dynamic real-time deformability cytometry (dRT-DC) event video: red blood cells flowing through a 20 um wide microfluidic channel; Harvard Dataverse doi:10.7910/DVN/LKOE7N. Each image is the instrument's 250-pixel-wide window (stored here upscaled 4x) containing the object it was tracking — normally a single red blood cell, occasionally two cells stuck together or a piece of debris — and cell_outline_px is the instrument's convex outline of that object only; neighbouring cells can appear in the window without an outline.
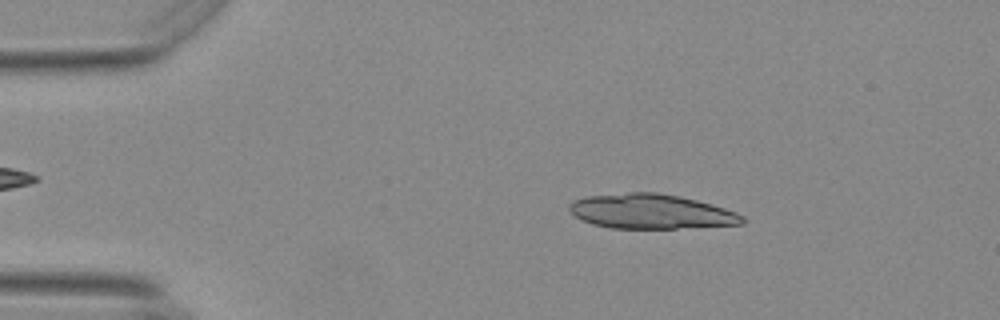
{"species": "Egyptian fruit bat (a non-hibernating species)", "species_latin": "Rousettus aegyptiacus", "temperature_condition": "warm", "stored_images_in_passage": 32, "camera_frame_rate_fps": 3000, "um_per_image_px": 0.085, "animal": {"sex": "female"}, "frame": {"image": 1, "passage_image": 9, "time_ms": 2.667, "image_size_px": [1000, 320], "cell_outline_px": [[748, 220], [744, 224], [676, 228], [612, 228], [592, 224], [580, 220], [568, 208], [568, 204], [572, 200], [588, 196], [628, 192], [656, 192], [680, 196], [712, 204], [736, 212], [744, 216]], "centroid_in_image_um": [55.34, 17.97], "position_along_channel_um": 29.7, "area_um2": 35.08}}
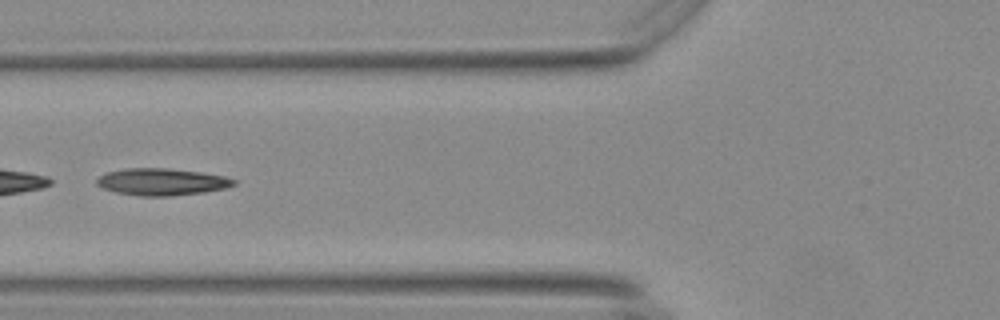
{"frame": {"image": 2, "passage_image": 21, "time_ms": 6.667, "image_size_px": [1000, 320], "cell_outline_px": [[236, 184], [228, 188], [204, 192], [172, 196], [140, 196], [116, 192], [104, 188], [96, 184], [96, 180], [104, 172], [124, 168], [168, 168], [200, 172], [224, 176], [236, 180]], "centroid_in_image_um": [13.75, 15.45], "position_along_channel_um": 112.0, "area_um2": 21.68}}
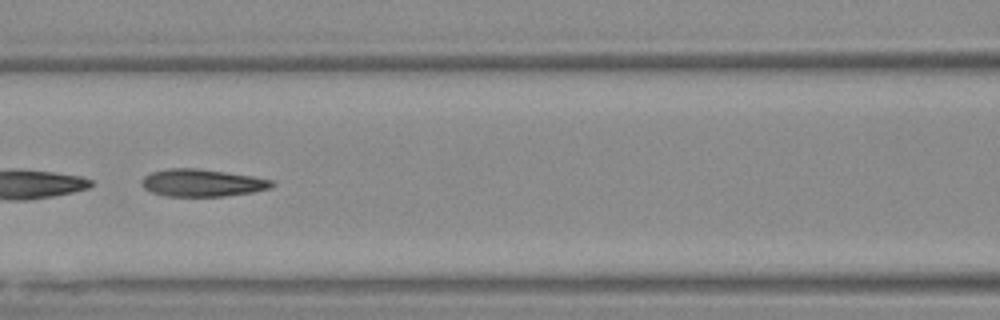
{"frame": {"image": 3, "passage_image": 24, "time_ms": 7.667, "image_size_px": [1000, 320], "cell_outline_px": [[276, 184], [272, 188], [252, 192], [224, 196], [168, 196], [152, 192], [144, 188], [140, 184], [140, 180], [144, 176], [152, 172], [168, 168], [196, 168], [252, 176], [272, 180]], "centroid_in_image_um": [17.17, 15.54], "position_along_channel_um": 149.4, "area_um2": 20.75}}